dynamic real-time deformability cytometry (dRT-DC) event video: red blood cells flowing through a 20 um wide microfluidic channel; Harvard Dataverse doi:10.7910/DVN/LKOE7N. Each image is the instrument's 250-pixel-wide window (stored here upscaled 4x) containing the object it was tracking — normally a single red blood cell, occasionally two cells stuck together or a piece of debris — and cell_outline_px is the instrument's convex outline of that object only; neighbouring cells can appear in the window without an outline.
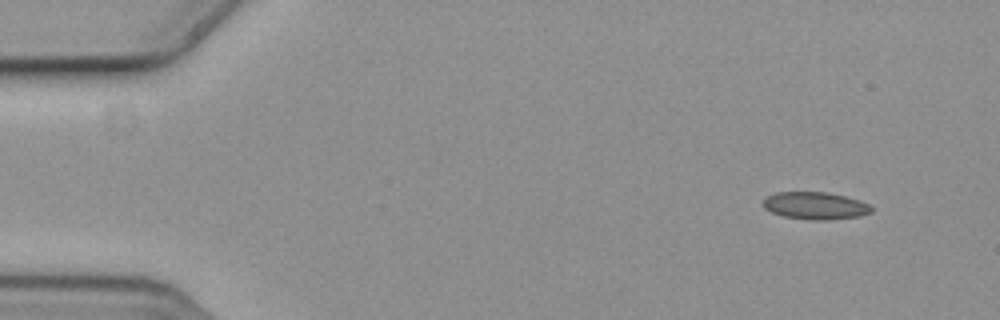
{"species": "common noctule bat (a hibernating species)", "species_latin": "Nyctalus noctula", "temperature_condition": "cold", "stored_images_in_passage": 4, "camera_frame_rate_fps": 3000, "um_per_image_px": 0.085, "animal": {"sex": "female", "body_mass_g": 19.3, "forearm_length_mm": 54.1}, "frame": {"image": 1, "passage_image": 1, "time_ms": 0.0, "image_size_px": [1000, 320], "cell_outline_px": [[872, 212], [860, 216], [828, 220], [816, 220], [784, 216], [772, 212], [764, 208], [764, 200], [768, 196], [776, 192], [828, 192], [860, 200], [868, 204], [872, 208]], "centroid_in_image_um": [69.33, 17.48], "position_along_channel_um": 15.7, "area_um2": 17.11}}
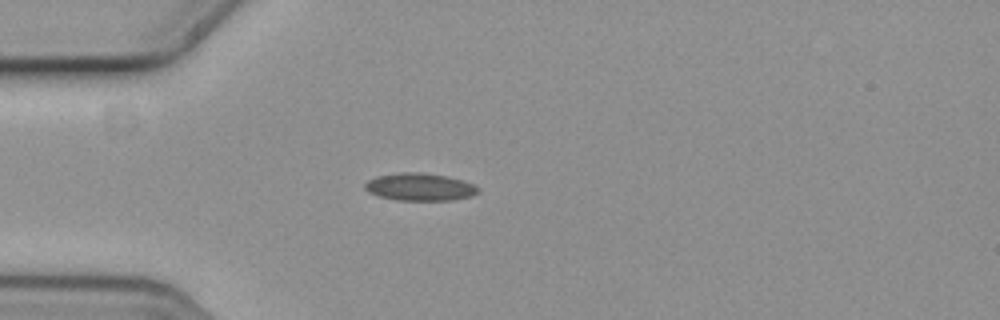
{"frame": {"image": 2, "passage_image": 4, "time_ms": 1.0, "image_size_px": [1000, 320], "cell_outline_px": [[480, 188], [472, 196], [452, 200], [396, 200], [380, 196], [368, 192], [364, 188], [364, 184], [368, 180], [380, 176], [400, 172], [420, 172], [448, 176], [472, 184]], "centroid_in_image_um": [35.67, 15.89], "position_along_channel_um": 49.3, "area_um2": 17.98}}